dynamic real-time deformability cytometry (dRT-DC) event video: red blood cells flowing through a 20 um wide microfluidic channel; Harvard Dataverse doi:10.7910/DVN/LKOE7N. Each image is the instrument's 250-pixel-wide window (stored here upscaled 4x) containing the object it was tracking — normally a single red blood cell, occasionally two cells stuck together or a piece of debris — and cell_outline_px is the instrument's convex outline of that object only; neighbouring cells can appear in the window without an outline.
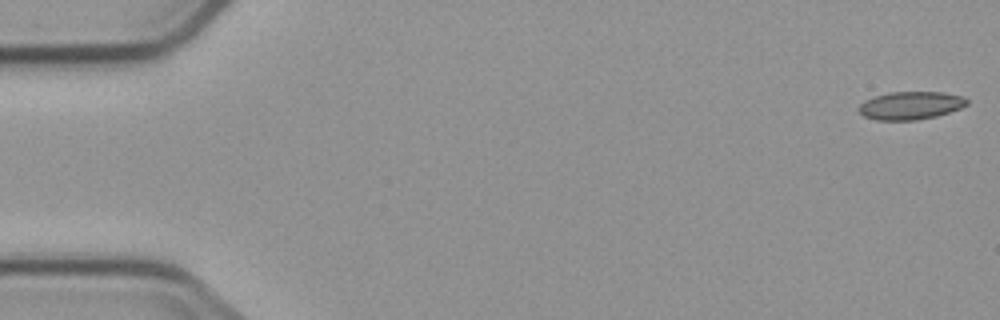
{"species": "common noctule bat (a hibernating species)", "species_latin": "Nyctalus noctula", "temperature_condition": "cold", "stored_images_in_passage": 4, "camera_frame_rate_fps": 3000, "um_per_image_px": 0.085, "animal": {"sex": "male", "body_mass_g": 23.1, "forearm_length_mm": 52.7}, "frame": {"image": 1, "passage_image": 1, "time_ms": 0.0, "image_size_px": [1000, 320], "cell_outline_px": [[968, 104], [960, 108], [936, 116], [916, 120], [876, 120], [864, 116], [856, 108], [864, 100], [888, 92], [944, 92], [960, 96], [968, 100]], "centroid_in_image_um": [77.37, 8.96], "position_along_channel_um": 7.6, "area_um2": 17.57}}